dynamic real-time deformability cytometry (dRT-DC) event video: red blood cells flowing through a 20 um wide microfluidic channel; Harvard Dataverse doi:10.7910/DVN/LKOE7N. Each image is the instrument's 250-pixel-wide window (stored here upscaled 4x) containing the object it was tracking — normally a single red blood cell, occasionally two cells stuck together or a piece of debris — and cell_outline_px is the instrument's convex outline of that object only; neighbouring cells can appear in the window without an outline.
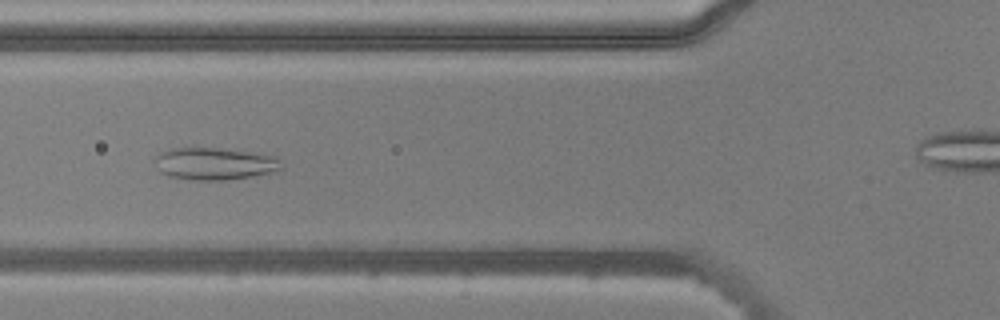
{"species": "common noctule bat (a hibernating species)", "species_latin": "Nyctalus noctula", "temperature_condition": "warm", "stored_images_in_passage": 7, "camera_frame_rate_fps": 3000, "um_per_image_px": 0.085, "animal": {"sex": "male", "body_mass_g": 20.5, "forearm_length_mm": 52.5}, "frame": {"image": 1, "passage_image": 5, "time_ms": 1.333, "image_size_px": [1000, 320], "cell_outline_px": [[284, 168], [272, 172], [252, 176], [224, 180], [188, 180], [168, 176], [160, 172], [156, 168], [152, 160], [160, 152], [172, 148], [220, 148], [276, 156], [280, 160]], "centroid_in_image_um": [18.19, 13.92], "position_along_channel_um": 107.6, "area_um2": 23.99}}